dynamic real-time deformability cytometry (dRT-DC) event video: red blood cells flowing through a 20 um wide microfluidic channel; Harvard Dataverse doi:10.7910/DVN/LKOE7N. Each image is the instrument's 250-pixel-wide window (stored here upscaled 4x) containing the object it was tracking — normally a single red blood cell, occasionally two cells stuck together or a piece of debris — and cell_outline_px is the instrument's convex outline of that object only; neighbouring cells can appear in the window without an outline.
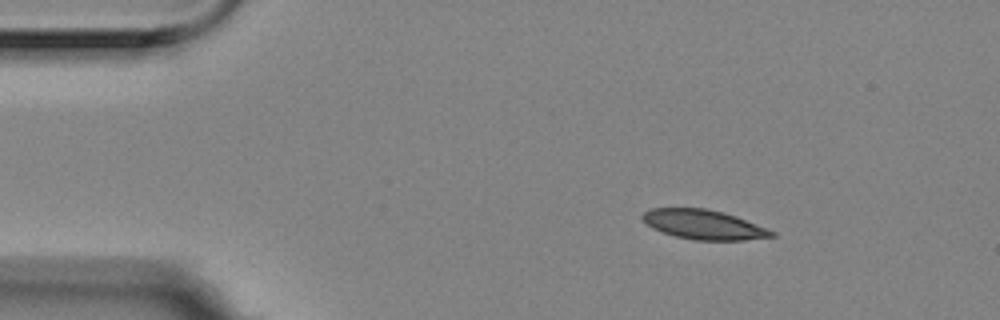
{"species": "Egyptian fruit bat (a non-hibernating species)", "species_latin": "Rousettus aegyptiacus", "temperature_condition": "room temperature", "stored_images_in_passage": 6, "camera_frame_rate_fps": 3000, "um_per_image_px": 0.085, "animal": {"sex": "female"}, "frame": {"image": 1, "passage_image": 3, "time_ms": 0.667, "image_size_px": [1000, 320], "cell_outline_px": [[776, 236], [744, 240], [696, 240], [676, 236], [652, 228], [640, 216], [644, 212], [652, 208], [704, 208], [724, 212], [736, 216], [776, 232]], "centroid_in_image_um": [59.83, 19.08], "position_along_channel_um": 25.2, "area_um2": 22.02}}